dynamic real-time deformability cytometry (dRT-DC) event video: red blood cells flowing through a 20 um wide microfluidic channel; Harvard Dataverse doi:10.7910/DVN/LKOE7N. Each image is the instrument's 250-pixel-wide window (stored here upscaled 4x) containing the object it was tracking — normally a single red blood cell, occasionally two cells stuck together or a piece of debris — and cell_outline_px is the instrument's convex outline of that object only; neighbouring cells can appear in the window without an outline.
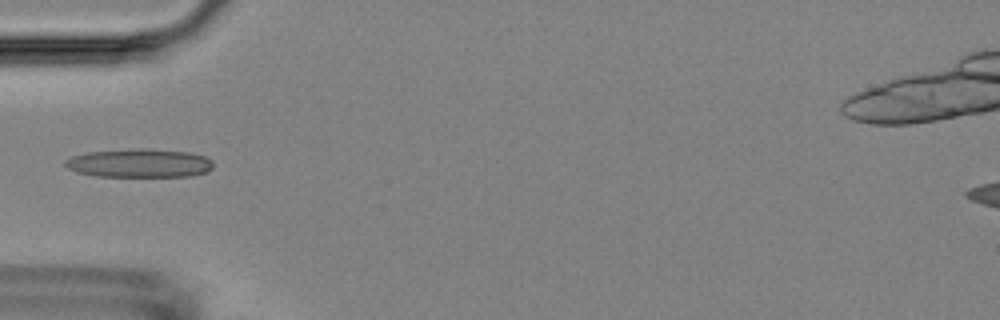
{"species": "Egyptian fruit bat (a non-hibernating species)", "species_latin": "Rousettus aegyptiacus", "temperature_condition": "room temperature", "stored_images_in_passage": 9, "camera_frame_rate_fps": 3000, "um_per_image_px": 0.085, "animal": {"sex": "female"}, "frame": {"image": 1, "passage_image": 4, "time_ms": 3.667, "image_size_px": [1000, 320], "cell_outline_px": [[212, 168], [208, 172], [192, 176], [96, 176], [76, 172], [68, 168], [64, 164], [64, 160], [72, 156], [88, 152], [132, 148], [144, 148], [188, 152], [204, 156], [212, 160]], "centroid_in_image_um": [11.84, 13.86], "position_along_channel_um": 73.2, "area_um2": 24.8}}
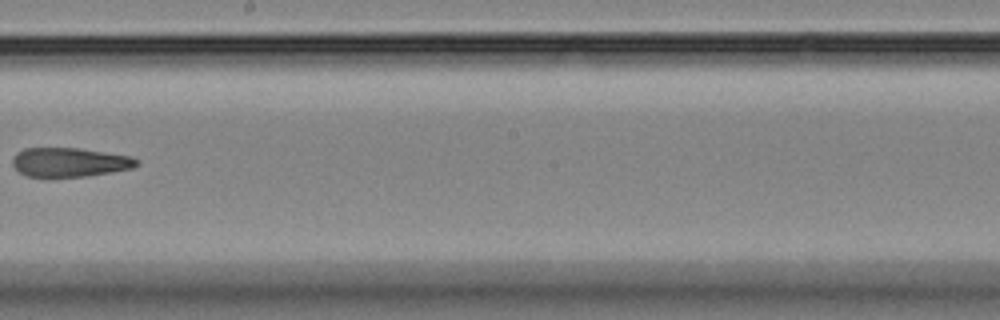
{"frame": {"image": 2, "passage_image": 8, "time_ms": 8.333, "image_size_px": [1000, 320], "cell_outline_px": [[140, 164], [132, 168], [112, 172], [88, 176], [24, 176], [12, 164], [12, 160], [16, 152], [24, 148], [80, 148], [132, 156], [140, 160]], "centroid_in_image_um": [5.95, 13.78], "position_along_channel_um": 242.2, "area_um2": 21.15}}
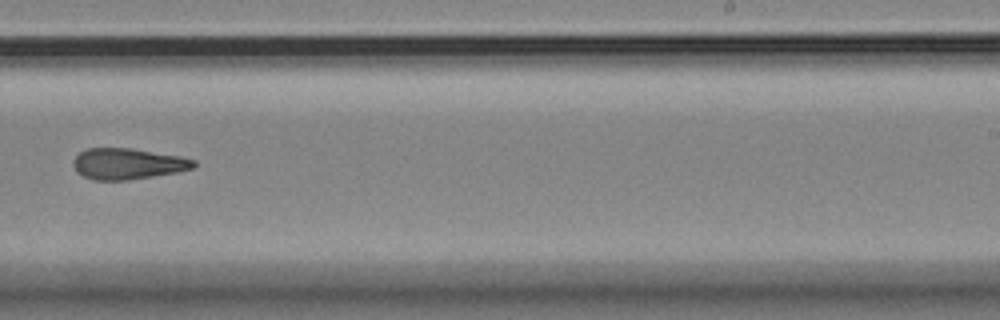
{"frame": {"image": 3, "passage_image": 9, "time_ms": 9.333, "image_size_px": [1000, 320], "cell_outline_px": [[196, 168], [176, 172], [152, 176], [124, 180], [92, 180], [76, 172], [72, 164], [72, 160], [80, 152], [88, 148], [132, 148], [180, 156], [196, 160]], "centroid_in_image_um": [10.85, 13.91], "position_along_channel_um": 278.1, "area_um2": 21.85}}